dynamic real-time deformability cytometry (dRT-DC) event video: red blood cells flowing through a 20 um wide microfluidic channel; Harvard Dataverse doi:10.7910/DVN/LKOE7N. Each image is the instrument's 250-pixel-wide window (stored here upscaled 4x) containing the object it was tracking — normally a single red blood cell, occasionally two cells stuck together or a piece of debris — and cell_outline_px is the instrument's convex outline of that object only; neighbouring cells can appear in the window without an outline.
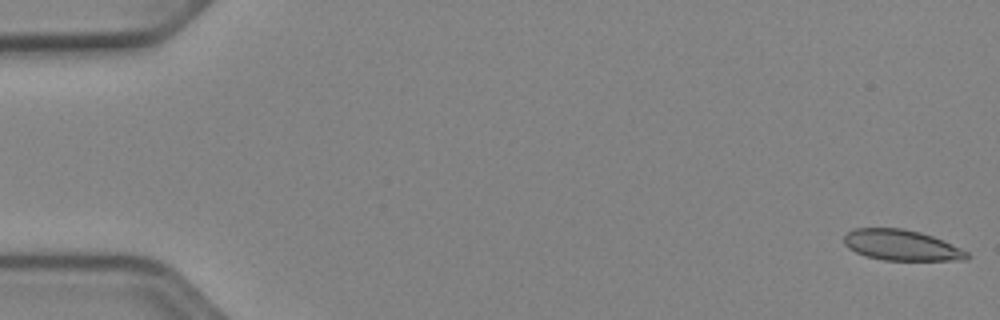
{"species": "Egyptian fruit bat (a non-hibernating species)", "species_latin": "Rousettus aegyptiacus", "temperature_condition": "cold", "stored_images_in_passage": 12, "camera_frame_rate_fps": 3000, "um_per_image_px": 0.085, "animal": {"sex": "female"}, "frame": {"image": 1, "passage_image": 1, "time_ms": 0.0, "image_size_px": [1000, 320], "cell_outline_px": [[968, 260], [884, 260], [864, 256], [848, 248], [844, 244], [844, 236], [852, 228], [904, 228], [920, 232], [932, 236], [960, 248], [968, 252]], "centroid_in_image_um": [76.58, 20.84], "position_along_channel_um": 8.4, "area_um2": 21.96}}